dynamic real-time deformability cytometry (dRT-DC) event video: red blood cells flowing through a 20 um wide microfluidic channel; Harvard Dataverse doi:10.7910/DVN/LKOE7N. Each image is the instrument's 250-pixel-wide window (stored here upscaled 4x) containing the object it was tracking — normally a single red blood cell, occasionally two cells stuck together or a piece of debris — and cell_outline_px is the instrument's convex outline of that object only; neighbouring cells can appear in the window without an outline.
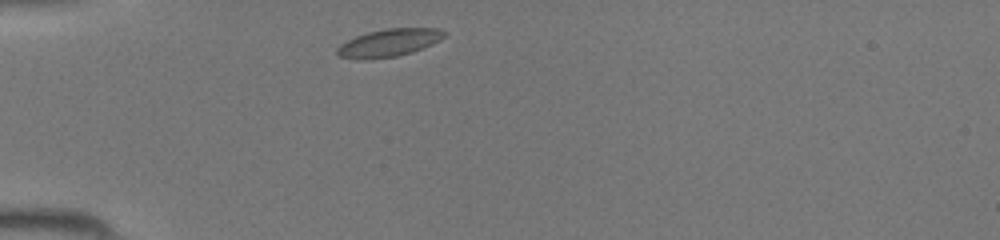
{"species": "common noctule bat (a hibernating species)", "species_latin": "Nyctalus noctula", "temperature_condition": "room temperature", "stored_images_in_passage": 33, "camera_frame_rate_fps": 3000, "um_per_image_px": 0.085, "animal": {"sex": "female", "body_mass_g": 19.5, "forearm_length_mm": 54.1}, "frame": {"image": 1, "passage_image": 1, "time_ms": 0.0, "image_size_px": [1000, 240], "cell_outline_px": [[444, 36], [440, 40], [432, 44], [412, 52], [396, 56], [364, 60], [360, 60], [340, 56], [336, 52], [336, 48], [340, 44], [356, 36], [368, 32], [384, 28], [440, 28], [444, 32]], "centroid_in_image_um": [33.04, 3.63], "position_along_channel_um": 52.0, "area_um2": 17.22}}
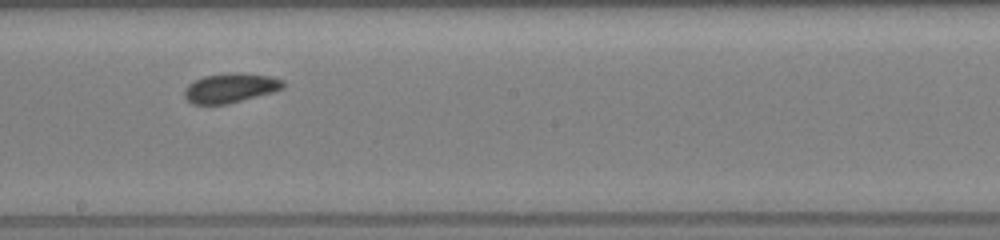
{"frame": {"image": 2, "passage_image": 14, "time_ms": 4.333, "image_size_px": [1000, 240], "cell_outline_px": [[284, 88], [272, 92], [228, 104], [192, 104], [184, 96], [184, 88], [188, 84], [204, 76], [232, 72], [244, 72], [272, 76], [284, 80]], "centroid_in_image_um": [19.6, 7.46], "position_along_channel_um": 228.6, "area_um2": 17.11}}
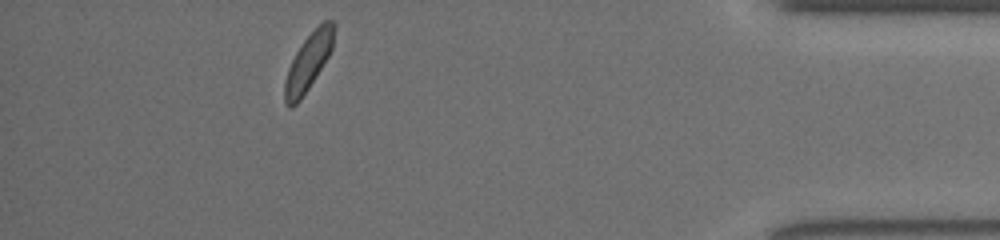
{"frame": {"image": 3, "passage_image": 29, "time_ms": 9.333, "image_size_px": [1000, 240], "cell_outline_px": [[336, 24], [332, 48], [328, 56], [308, 88], [300, 100], [292, 108], [288, 108], [284, 100], [284, 80], [288, 68], [296, 52], [304, 40], [324, 20], [332, 20]], "centroid_in_image_um": [26.2, 5.28], "position_along_channel_um": 409.0, "area_um2": 16.13}}